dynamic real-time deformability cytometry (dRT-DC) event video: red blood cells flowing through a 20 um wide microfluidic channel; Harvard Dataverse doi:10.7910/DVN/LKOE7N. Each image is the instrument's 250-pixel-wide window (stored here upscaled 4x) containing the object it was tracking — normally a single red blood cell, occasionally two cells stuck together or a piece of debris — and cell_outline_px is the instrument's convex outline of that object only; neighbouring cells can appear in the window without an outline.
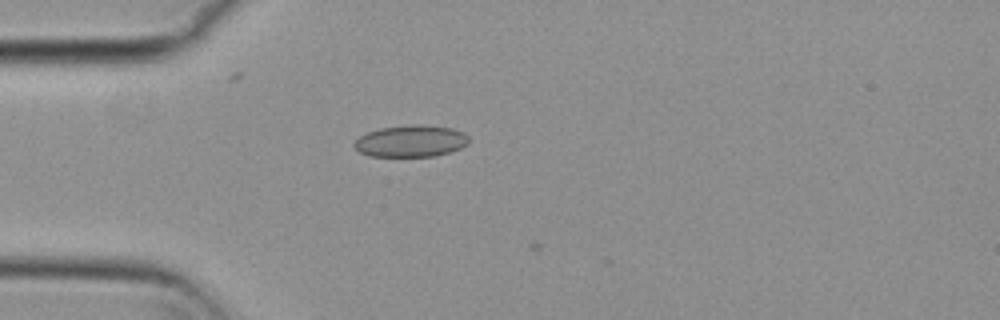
{"species": "common noctule bat (a hibernating species)", "species_latin": "Nyctalus noctula", "temperature_condition": "cold", "stored_images_in_passage": 5, "camera_frame_rate_fps": 3000, "um_per_image_px": 0.085, "animal": {"sex": "female", "body_mass_g": 29.2, "forearm_length_mm": 56.3}, "frame": {"image": 1, "passage_image": 4, "time_ms": 1.0, "image_size_px": [1000, 320], "cell_outline_px": [[468, 144], [460, 148], [436, 156], [368, 156], [360, 152], [352, 144], [360, 136], [368, 132], [380, 128], [408, 124], [420, 124], [452, 128], [464, 132], [468, 136]], "centroid_in_image_um": [34.92, 11.98], "position_along_channel_um": 50.1, "area_um2": 21.27}}